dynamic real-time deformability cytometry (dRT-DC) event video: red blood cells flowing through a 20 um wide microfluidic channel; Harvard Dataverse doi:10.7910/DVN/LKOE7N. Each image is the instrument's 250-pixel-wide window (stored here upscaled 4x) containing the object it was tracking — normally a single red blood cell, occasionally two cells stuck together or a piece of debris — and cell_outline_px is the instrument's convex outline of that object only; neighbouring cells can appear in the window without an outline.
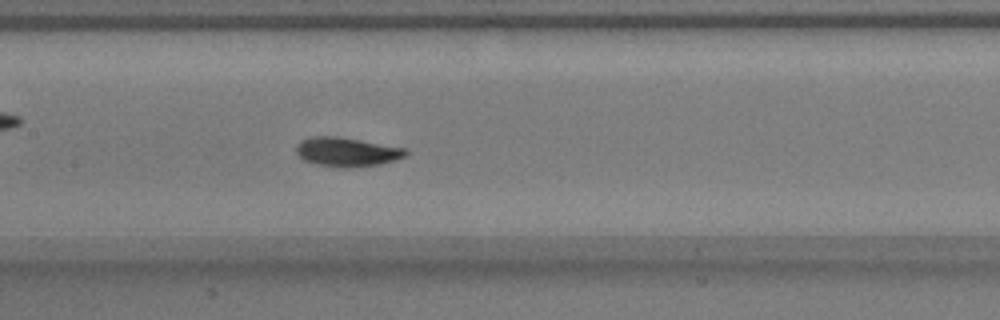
{"species": "common noctule bat (a hibernating species)", "species_latin": "Nyctalus noctula", "temperature_condition": "warm", "stored_images_in_passage": 54, "camera_frame_rate_fps": 3000, "um_per_image_px": 0.085, "animal": {"sex": "male", "body_mass_g": 17.9}, "frame": {"image": 1, "passage_image": 25, "time_ms": 8.0, "image_size_px": [1000, 320], "cell_outline_px": [[408, 152], [404, 156], [396, 160], [380, 164], [348, 168], [340, 168], [316, 164], [304, 160], [296, 152], [296, 144], [300, 140], [312, 136], [336, 136], [360, 140], [404, 148]], "centroid_in_image_um": [29.44, 12.92], "position_along_channel_um": 178.0, "area_um2": 18.55}}
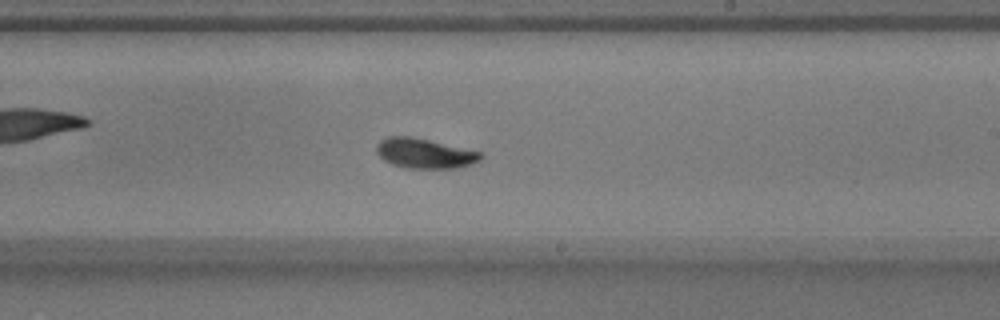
{"frame": {"image": 2, "passage_image": 31, "time_ms": 10.0, "image_size_px": [1000, 320], "cell_outline_px": [[484, 156], [480, 160], [472, 164], [456, 168], [404, 168], [392, 164], [384, 160], [376, 152], [376, 148], [380, 140], [388, 136], [408, 136], [428, 140], [480, 152]], "centroid_in_image_um": [36.07, 13.05], "position_along_channel_um": 252.9, "area_um2": 17.98}}
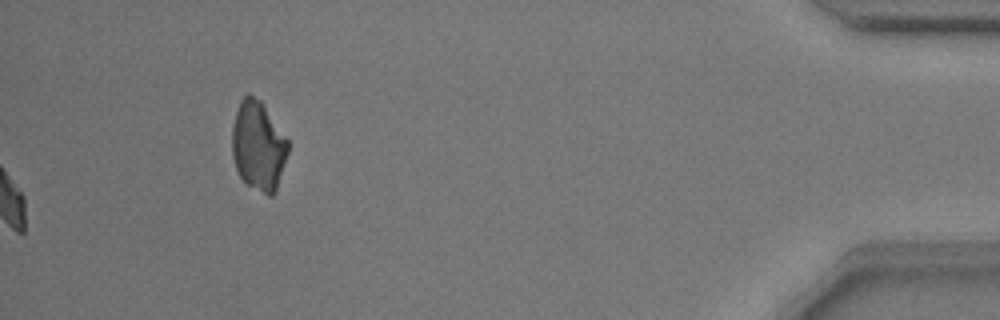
{"frame": {"image": 3, "passage_image": 54, "time_ms": 17.667, "image_size_px": [1000, 320], "cell_outline_px": [[288, 152], [276, 192], [272, 196], [268, 196], [248, 184], [240, 176], [236, 168], [232, 156], [232, 128], [236, 112], [240, 100], [248, 92], [260, 100], [288, 140]], "centroid_in_image_um": [21.95, 12.4], "position_along_channel_um": 413.3, "area_um2": 29.02}, "authors_computed_cell_mechanics": {"area_um2": 17.5712, "velocity_mm_per_s": 3.7683, "shape_relaxation_time_tau1_ms": 1.8687, "shape_relaxation_time_tau2_ms": null, "deformation_change_tau1": 0.1209, "deformation_change_tau2": null}}